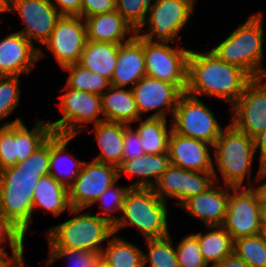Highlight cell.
<instances>
[{"label": "cell", "instance_id": "obj_1", "mask_svg": "<svg viewBox=\"0 0 266 267\" xmlns=\"http://www.w3.org/2000/svg\"><path fill=\"white\" fill-rule=\"evenodd\" d=\"M49 158L50 138L26 160L0 170V219L18 238L27 240L26 235L35 234L34 189L40 177L49 174Z\"/></svg>", "mask_w": 266, "mask_h": 267}, {"label": "cell", "instance_id": "obj_2", "mask_svg": "<svg viewBox=\"0 0 266 267\" xmlns=\"http://www.w3.org/2000/svg\"><path fill=\"white\" fill-rule=\"evenodd\" d=\"M253 78L240 67L225 63L212 51L190 49L187 58L186 93L224 101L230 107Z\"/></svg>", "mask_w": 266, "mask_h": 267}, {"label": "cell", "instance_id": "obj_3", "mask_svg": "<svg viewBox=\"0 0 266 267\" xmlns=\"http://www.w3.org/2000/svg\"><path fill=\"white\" fill-rule=\"evenodd\" d=\"M256 159L254 139L228 122L213 144L215 181L231 187H253L263 167L257 166L253 176Z\"/></svg>", "mask_w": 266, "mask_h": 267}, {"label": "cell", "instance_id": "obj_4", "mask_svg": "<svg viewBox=\"0 0 266 267\" xmlns=\"http://www.w3.org/2000/svg\"><path fill=\"white\" fill-rule=\"evenodd\" d=\"M264 18V11H252L244 22L209 50L225 63L240 67L252 78L266 77Z\"/></svg>", "mask_w": 266, "mask_h": 267}, {"label": "cell", "instance_id": "obj_5", "mask_svg": "<svg viewBox=\"0 0 266 267\" xmlns=\"http://www.w3.org/2000/svg\"><path fill=\"white\" fill-rule=\"evenodd\" d=\"M93 209L72 208L67 213V220L44 230L48 248L83 250L100 255L114 230L113 225L94 214Z\"/></svg>", "mask_w": 266, "mask_h": 267}, {"label": "cell", "instance_id": "obj_6", "mask_svg": "<svg viewBox=\"0 0 266 267\" xmlns=\"http://www.w3.org/2000/svg\"><path fill=\"white\" fill-rule=\"evenodd\" d=\"M169 205L155 194L153 188H130L121 215L113 226L114 233L135 228L143 240L169 236V211H172Z\"/></svg>", "mask_w": 266, "mask_h": 267}, {"label": "cell", "instance_id": "obj_7", "mask_svg": "<svg viewBox=\"0 0 266 267\" xmlns=\"http://www.w3.org/2000/svg\"><path fill=\"white\" fill-rule=\"evenodd\" d=\"M196 6L195 0H152L136 34L149 42L182 43L180 33L194 19Z\"/></svg>", "mask_w": 266, "mask_h": 267}, {"label": "cell", "instance_id": "obj_8", "mask_svg": "<svg viewBox=\"0 0 266 267\" xmlns=\"http://www.w3.org/2000/svg\"><path fill=\"white\" fill-rule=\"evenodd\" d=\"M63 93L58 95V120L49 119L55 134L80 136L85 128L104 121L102 98L100 95L83 92L61 85Z\"/></svg>", "mask_w": 266, "mask_h": 267}, {"label": "cell", "instance_id": "obj_9", "mask_svg": "<svg viewBox=\"0 0 266 267\" xmlns=\"http://www.w3.org/2000/svg\"><path fill=\"white\" fill-rule=\"evenodd\" d=\"M206 100L182 93L171 119L172 130L179 135L213 145L226 124L222 126L212 107L205 104Z\"/></svg>", "mask_w": 266, "mask_h": 267}, {"label": "cell", "instance_id": "obj_10", "mask_svg": "<svg viewBox=\"0 0 266 267\" xmlns=\"http://www.w3.org/2000/svg\"><path fill=\"white\" fill-rule=\"evenodd\" d=\"M183 45L185 44L149 42L144 39L146 76L169 82L182 93L186 92L190 49Z\"/></svg>", "mask_w": 266, "mask_h": 267}, {"label": "cell", "instance_id": "obj_11", "mask_svg": "<svg viewBox=\"0 0 266 267\" xmlns=\"http://www.w3.org/2000/svg\"><path fill=\"white\" fill-rule=\"evenodd\" d=\"M86 41L84 19L80 16H61L49 40L39 50V61L51 55L60 69L75 64L80 60Z\"/></svg>", "mask_w": 266, "mask_h": 267}, {"label": "cell", "instance_id": "obj_12", "mask_svg": "<svg viewBox=\"0 0 266 267\" xmlns=\"http://www.w3.org/2000/svg\"><path fill=\"white\" fill-rule=\"evenodd\" d=\"M19 15L23 27L17 31L39 50L49 40L62 16L50 0H8L7 14ZM38 44V45H37Z\"/></svg>", "mask_w": 266, "mask_h": 267}, {"label": "cell", "instance_id": "obj_13", "mask_svg": "<svg viewBox=\"0 0 266 267\" xmlns=\"http://www.w3.org/2000/svg\"><path fill=\"white\" fill-rule=\"evenodd\" d=\"M229 122L254 138L266 128V77L253 78L228 109Z\"/></svg>", "mask_w": 266, "mask_h": 267}, {"label": "cell", "instance_id": "obj_14", "mask_svg": "<svg viewBox=\"0 0 266 267\" xmlns=\"http://www.w3.org/2000/svg\"><path fill=\"white\" fill-rule=\"evenodd\" d=\"M118 180L117 166L92 159L85 160L75 182L69 187L71 208L89 209Z\"/></svg>", "mask_w": 266, "mask_h": 267}, {"label": "cell", "instance_id": "obj_15", "mask_svg": "<svg viewBox=\"0 0 266 267\" xmlns=\"http://www.w3.org/2000/svg\"><path fill=\"white\" fill-rule=\"evenodd\" d=\"M260 200L253 187H232L222 227L232 239L261 233L259 220Z\"/></svg>", "mask_w": 266, "mask_h": 267}, {"label": "cell", "instance_id": "obj_16", "mask_svg": "<svg viewBox=\"0 0 266 267\" xmlns=\"http://www.w3.org/2000/svg\"><path fill=\"white\" fill-rule=\"evenodd\" d=\"M214 182L212 172L186 170L171 164L153 189L161 200L168 203L173 200L171 203L179 208L186 200L202 193Z\"/></svg>", "mask_w": 266, "mask_h": 267}, {"label": "cell", "instance_id": "obj_17", "mask_svg": "<svg viewBox=\"0 0 266 267\" xmlns=\"http://www.w3.org/2000/svg\"><path fill=\"white\" fill-rule=\"evenodd\" d=\"M131 90L141 118L171 120L177 101L182 94L174 84L149 76L140 79ZM146 114L149 115L146 116Z\"/></svg>", "mask_w": 266, "mask_h": 267}, {"label": "cell", "instance_id": "obj_18", "mask_svg": "<svg viewBox=\"0 0 266 267\" xmlns=\"http://www.w3.org/2000/svg\"><path fill=\"white\" fill-rule=\"evenodd\" d=\"M10 31L0 39V76H29L40 62L39 49L21 33Z\"/></svg>", "mask_w": 266, "mask_h": 267}, {"label": "cell", "instance_id": "obj_19", "mask_svg": "<svg viewBox=\"0 0 266 267\" xmlns=\"http://www.w3.org/2000/svg\"><path fill=\"white\" fill-rule=\"evenodd\" d=\"M231 186L214 182L202 193L186 200L183 213L197 219L203 226H222L225 220Z\"/></svg>", "mask_w": 266, "mask_h": 267}, {"label": "cell", "instance_id": "obj_20", "mask_svg": "<svg viewBox=\"0 0 266 267\" xmlns=\"http://www.w3.org/2000/svg\"><path fill=\"white\" fill-rule=\"evenodd\" d=\"M168 155L174 166L198 172L213 170V145L179 135L173 130L168 140Z\"/></svg>", "mask_w": 266, "mask_h": 267}, {"label": "cell", "instance_id": "obj_21", "mask_svg": "<svg viewBox=\"0 0 266 267\" xmlns=\"http://www.w3.org/2000/svg\"><path fill=\"white\" fill-rule=\"evenodd\" d=\"M145 76L144 38L136 34L130 41L120 44L110 83L115 87L132 89Z\"/></svg>", "mask_w": 266, "mask_h": 267}, {"label": "cell", "instance_id": "obj_22", "mask_svg": "<svg viewBox=\"0 0 266 267\" xmlns=\"http://www.w3.org/2000/svg\"><path fill=\"white\" fill-rule=\"evenodd\" d=\"M170 165L168 153L144 154L123 160L118 166L119 180L131 176L132 181L128 184L131 188H153Z\"/></svg>", "mask_w": 266, "mask_h": 267}, {"label": "cell", "instance_id": "obj_23", "mask_svg": "<svg viewBox=\"0 0 266 267\" xmlns=\"http://www.w3.org/2000/svg\"><path fill=\"white\" fill-rule=\"evenodd\" d=\"M75 138L55 133L50 137L49 175L67 188L75 182L85 162L67 150Z\"/></svg>", "mask_w": 266, "mask_h": 267}, {"label": "cell", "instance_id": "obj_24", "mask_svg": "<svg viewBox=\"0 0 266 267\" xmlns=\"http://www.w3.org/2000/svg\"><path fill=\"white\" fill-rule=\"evenodd\" d=\"M84 21L87 40L93 42L123 44L136 35L133 27L116 10L87 17Z\"/></svg>", "mask_w": 266, "mask_h": 267}, {"label": "cell", "instance_id": "obj_25", "mask_svg": "<svg viewBox=\"0 0 266 267\" xmlns=\"http://www.w3.org/2000/svg\"><path fill=\"white\" fill-rule=\"evenodd\" d=\"M127 126L128 124L125 123L104 120L87 127L84 130H87L85 133H88V135L94 133L95 136L93 138L98 146L96 148L100 152L98 155L93 156L92 160L118 167L123 161V142Z\"/></svg>", "mask_w": 266, "mask_h": 267}, {"label": "cell", "instance_id": "obj_26", "mask_svg": "<svg viewBox=\"0 0 266 267\" xmlns=\"http://www.w3.org/2000/svg\"><path fill=\"white\" fill-rule=\"evenodd\" d=\"M69 202V188L56 181L52 176L45 175L40 177L34 189L32 212H33V224L34 215L36 210H42L45 216L52 214L54 218L59 217L63 213H67L71 210Z\"/></svg>", "mask_w": 266, "mask_h": 267}, {"label": "cell", "instance_id": "obj_27", "mask_svg": "<svg viewBox=\"0 0 266 267\" xmlns=\"http://www.w3.org/2000/svg\"><path fill=\"white\" fill-rule=\"evenodd\" d=\"M102 111L105 121L128 125L141 119L133 92L130 88L110 86L102 95Z\"/></svg>", "mask_w": 266, "mask_h": 267}, {"label": "cell", "instance_id": "obj_28", "mask_svg": "<svg viewBox=\"0 0 266 267\" xmlns=\"http://www.w3.org/2000/svg\"><path fill=\"white\" fill-rule=\"evenodd\" d=\"M135 123L131 126L137 131L145 154L168 153V140L172 131L170 119L144 117Z\"/></svg>", "mask_w": 266, "mask_h": 267}, {"label": "cell", "instance_id": "obj_29", "mask_svg": "<svg viewBox=\"0 0 266 267\" xmlns=\"http://www.w3.org/2000/svg\"><path fill=\"white\" fill-rule=\"evenodd\" d=\"M121 234L113 233L100 254V260L108 267H144L143 249Z\"/></svg>", "mask_w": 266, "mask_h": 267}, {"label": "cell", "instance_id": "obj_30", "mask_svg": "<svg viewBox=\"0 0 266 267\" xmlns=\"http://www.w3.org/2000/svg\"><path fill=\"white\" fill-rule=\"evenodd\" d=\"M193 234L197 237L200 251L209 267L233 254L234 240L222 226H204Z\"/></svg>", "mask_w": 266, "mask_h": 267}, {"label": "cell", "instance_id": "obj_31", "mask_svg": "<svg viewBox=\"0 0 266 267\" xmlns=\"http://www.w3.org/2000/svg\"><path fill=\"white\" fill-rule=\"evenodd\" d=\"M120 44L86 41L79 64L111 81Z\"/></svg>", "mask_w": 266, "mask_h": 267}, {"label": "cell", "instance_id": "obj_32", "mask_svg": "<svg viewBox=\"0 0 266 267\" xmlns=\"http://www.w3.org/2000/svg\"><path fill=\"white\" fill-rule=\"evenodd\" d=\"M33 128L27 127L24 121L17 123V163L26 160L53 134L50 123L40 117L34 118Z\"/></svg>", "mask_w": 266, "mask_h": 267}, {"label": "cell", "instance_id": "obj_33", "mask_svg": "<svg viewBox=\"0 0 266 267\" xmlns=\"http://www.w3.org/2000/svg\"><path fill=\"white\" fill-rule=\"evenodd\" d=\"M66 75L67 87L102 95L110 86V80L80 65L78 62L61 69Z\"/></svg>", "mask_w": 266, "mask_h": 267}, {"label": "cell", "instance_id": "obj_34", "mask_svg": "<svg viewBox=\"0 0 266 267\" xmlns=\"http://www.w3.org/2000/svg\"><path fill=\"white\" fill-rule=\"evenodd\" d=\"M172 234L162 238L144 239V267H179Z\"/></svg>", "mask_w": 266, "mask_h": 267}, {"label": "cell", "instance_id": "obj_35", "mask_svg": "<svg viewBox=\"0 0 266 267\" xmlns=\"http://www.w3.org/2000/svg\"><path fill=\"white\" fill-rule=\"evenodd\" d=\"M118 182L120 181L118 180L115 184L111 185L106 191H104L88 209L90 210L95 205V208L98 209L95 211L97 213L94 214L107 220L113 226L116 224L121 215L125 196L131 188L128 184L123 186Z\"/></svg>", "mask_w": 266, "mask_h": 267}, {"label": "cell", "instance_id": "obj_36", "mask_svg": "<svg viewBox=\"0 0 266 267\" xmlns=\"http://www.w3.org/2000/svg\"><path fill=\"white\" fill-rule=\"evenodd\" d=\"M21 76H0V121L2 125H10L24 121L22 117H17L13 121H4L11 114L16 112L21 105L22 94ZM3 121V122H2Z\"/></svg>", "mask_w": 266, "mask_h": 267}, {"label": "cell", "instance_id": "obj_37", "mask_svg": "<svg viewBox=\"0 0 266 267\" xmlns=\"http://www.w3.org/2000/svg\"><path fill=\"white\" fill-rule=\"evenodd\" d=\"M233 253L250 267H266V244L261 233L235 239Z\"/></svg>", "mask_w": 266, "mask_h": 267}, {"label": "cell", "instance_id": "obj_38", "mask_svg": "<svg viewBox=\"0 0 266 267\" xmlns=\"http://www.w3.org/2000/svg\"><path fill=\"white\" fill-rule=\"evenodd\" d=\"M48 255L43 263L45 267H52V265L59 259H65L66 267H94L100 260V255L90 251L63 249V248H47Z\"/></svg>", "mask_w": 266, "mask_h": 267}, {"label": "cell", "instance_id": "obj_39", "mask_svg": "<svg viewBox=\"0 0 266 267\" xmlns=\"http://www.w3.org/2000/svg\"><path fill=\"white\" fill-rule=\"evenodd\" d=\"M187 233L175 243L179 267H209L200 251L197 237L190 230Z\"/></svg>", "mask_w": 266, "mask_h": 267}, {"label": "cell", "instance_id": "obj_40", "mask_svg": "<svg viewBox=\"0 0 266 267\" xmlns=\"http://www.w3.org/2000/svg\"><path fill=\"white\" fill-rule=\"evenodd\" d=\"M152 0H115L116 11L137 31L145 22Z\"/></svg>", "mask_w": 266, "mask_h": 267}, {"label": "cell", "instance_id": "obj_41", "mask_svg": "<svg viewBox=\"0 0 266 267\" xmlns=\"http://www.w3.org/2000/svg\"><path fill=\"white\" fill-rule=\"evenodd\" d=\"M17 123L0 125V170L17 164Z\"/></svg>", "mask_w": 266, "mask_h": 267}, {"label": "cell", "instance_id": "obj_42", "mask_svg": "<svg viewBox=\"0 0 266 267\" xmlns=\"http://www.w3.org/2000/svg\"><path fill=\"white\" fill-rule=\"evenodd\" d=\"M123 150V160L135 159L145 154L138 133L131 125L125 128Z\"/></svg>", "mask_w": 266, "mask_h": 267}, {"label": "cell", "instance_id": "obj_43", "mask_svg": "<svg viewBox=\"0 0 266 267\" xmlns=\"http://www.w3.org/2000/svg\"><path fill=\"white\" fill-rule=\"evenodd\" d=\"M116 10L115 0H81V17L83 19Z\"/></svg>", "mask_w": 266, "mask_h": 267}, {"label": "cell", "instance_id": "obj_44", "mask_svg": "<svg viewBox=\"0 0 266 267\" xmlns=\"http://www.w3.org/2000/svg\"><path fill=\"white\" fill-rule=\"evenodd\" d=\"M11 251L0 249V267H29L25 262V246H10Z\"/></svg>", "mask_w": 266, "mask_h": 267}, {"label": "cell", "instance_id": "obj_45", "mask_svg": "<svg viewBox=\"0 0 266 267\" xmlns=\"http://www.w3.org/2000/svg\"><path fill=\"white\" fill-rule=\"evenodd\" d=\"M62 16H80L81 0H50Z\"/></svg>", "mask_w": 266, "mask_h": 267}, {"label": "cell", "instance_id": "obj_46", "mask_svg": "<svg viewBox=\"0 0 266 267\" xmlns=\"http://www.w3.org/2000/svg\"><path fill=\"white\" fill-rule=\"evenodd\" d=\"M25 241L24 239L18 238L0 219V249H6L8 246H25Z\"/></svg>", "mask_w": 266, "mask_h": 267}, {"label": "cell", "instance_id": "obj_47", "mask_svg": "<svg viewBox=\"0 0 266 267\" xmlns=\"http://www.w3.org/2000/svg\"><path fill=\"white\" fill-rule=\"evenodd\" d=\"M254 148L257 156V165L266 166V128L254 138ZM258 153V154H257Z\"/></svg>", "mask_w": 266, "mask_h": 267}, {"label": "cell", "instance_id": "obj_48", "mask_svg": "<svg viewBox=\"0 0 266 267\" xmlns=\"http://www.w3.org/2000/svg\"><path fill=\"white\" fill-rule=\"evenodd\" d=\"M253 188L257 191L260 203H266V166H263Z\"/></svg>", "mask_w": 266, "mask_h": 267}, {"label": "cell", "instance_id": "obj_49", "mask_svg": "<svg viewBox=\"0 0 266 267\" xmlns=\"http://www.w3.org/2000/svg\"><path fill=\"white\" fill-rule=\"evenodd\" d=\"M213 267H250V266L233 253L230 256L222 259Z\"/></svg>", "mask_w": 266, "mask_h": 267}, {"label": "cell", "instance_id": "obj_50", "mask_svg": "<svg viewBox=\"0 0 266 267\" xmlns=\"http://www.w3.org/2000/svg\"><path fill=\"white\" fill-rule=\"evenodd\" d=\"M259 220L261 228H266V203L259 205Z\"/></svg>", "mask_w": 266, "mask_h": 267}, {"label": "cell", "instance_id": "obj_51", "mask_svg": "<svg viewBox=\"0 0 266 267\" xmlns=\"http://www.w3.org/2000/svg\"><path fill=\"white\" fill-rule=\"evenodd\" d=\"M7 12H8V0H0V22L1 23L2 21L5 22L4 20H2L4 18H2L1 16L4 13L7 14Z\"/></svg>", "mask_w": 266, "mask_h": 267}, {"label": "cell", "instance_id": "obj_52", "mask_svg": "<svg viewBox=\"0 0 266 267\" xmlns=\"http://www.w3.org/2000/svg\"><path fill=\"white\" fill-rule=\"evenodd\" d=\"M94 267H108V266H106L101 260H99Z\"/></svg>", "mask_w": 266, "mask_h": 267}, {"label": "cell", "instance_id": "obj_53", "mask_svg": "<svg viewBox=\"0 0 266 267\" xmlns=\"http://www.w3.org/2000/svg\"><path fill=\"white\" fill-rule=\"evenodd\" d=\"M261 234H262L264 241H265V244H266V228H262Z\"/></svg>", "mask_w": 266, "mask_h": 267}]
</instances>
